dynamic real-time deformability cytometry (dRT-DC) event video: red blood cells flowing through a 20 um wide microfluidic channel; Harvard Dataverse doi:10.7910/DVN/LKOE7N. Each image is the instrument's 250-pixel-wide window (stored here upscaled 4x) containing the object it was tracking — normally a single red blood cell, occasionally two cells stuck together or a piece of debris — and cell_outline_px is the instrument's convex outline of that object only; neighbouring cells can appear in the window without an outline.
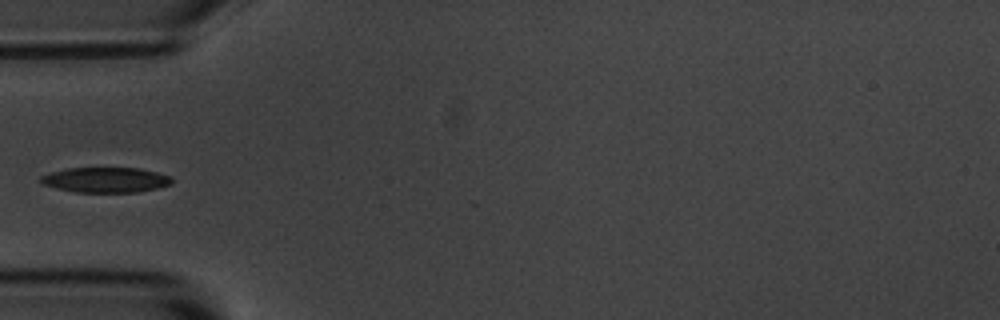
{"species": "common noctule bat (a hibernating species)", "species_latin": "Nyctalus noctula", "temperature_condition": "room temperature", "stored_images_in_passage": 5, "camera_frame_rate_fps": 3000, "um_per_image_px": 0.085, "animal": {"sex": "male", "body_mass_g": 20.1, "forearm_length_mm": 53.5}, "frame": {"image": 1, "passage_image": 5, "time_ms": 5.667, "image_size_px": [1000, 320], "cell_outline_px": [[172, 184], [156, 188], [136, 192], [76, 192], [44, 184], [40, 180], [40, 176], [52, 172], [68, 168], [140, 168], [172, 176]], "centroid_in_image_um": [9.03, 15.28], "position_along_channel_um": 76.0, "area_um2": 19.02}}